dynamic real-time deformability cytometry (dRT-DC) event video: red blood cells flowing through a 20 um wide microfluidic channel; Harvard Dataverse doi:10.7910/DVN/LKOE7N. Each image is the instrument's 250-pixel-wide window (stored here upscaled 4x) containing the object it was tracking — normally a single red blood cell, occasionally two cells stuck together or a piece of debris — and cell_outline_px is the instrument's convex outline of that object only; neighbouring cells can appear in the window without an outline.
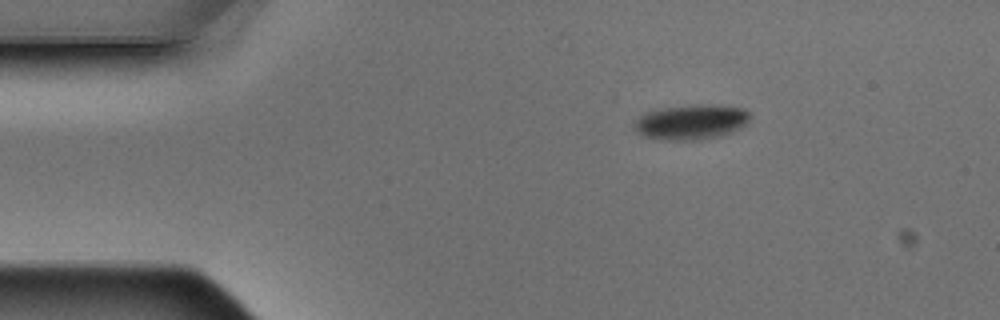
{"species": "Egyptian fruit bat (a non-hibernating species)", "species_latin": "Rousettus aegyptiacus", "temperature_condition": "warm", "stored_images_in_passage": 3, "camera_frame_rate_fps": 3000, "um_per_image_px": 0.085, "animal": {"sex": "male"}, "frame": {"image": 1, "passage_image": 1, "time_ms": 0.0, "image_size_px": [1000, 320], "cell_outline_px": [[752, 116], [748, 124], [732, 132], [720, 136], [700, 140], [664, 140], [644, 136], [636, 132], [632, 124], [644, 112], [660, 108], [688, 104], [720, 104], [744, 108], [752, 112]], "centroid_in_image_um": [58.8, 10.35], "position_along_channel_um": 26.2, "area_um2": 24.45}}